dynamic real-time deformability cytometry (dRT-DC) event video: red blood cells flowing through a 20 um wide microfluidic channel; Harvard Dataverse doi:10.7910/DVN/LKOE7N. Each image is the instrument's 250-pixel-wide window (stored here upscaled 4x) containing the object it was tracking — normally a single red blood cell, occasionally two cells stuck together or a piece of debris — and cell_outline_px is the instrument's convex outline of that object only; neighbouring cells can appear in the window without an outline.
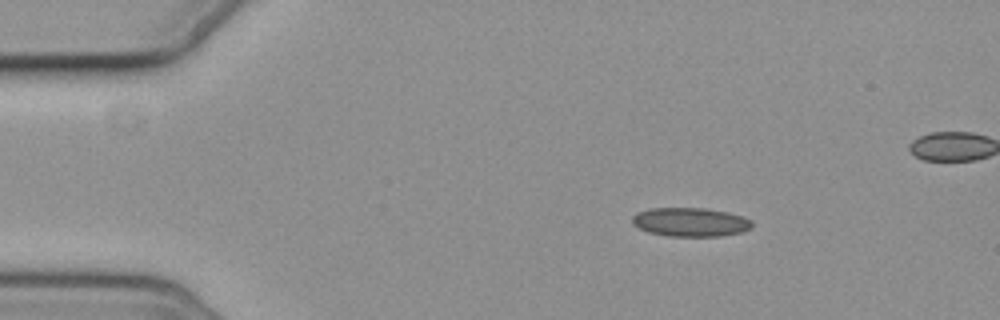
{"species": "common noctule bat (a hibernating species)", "species_latin": "Nyctalus noctula", "temperature_condition": "cold", "stored_images_in_passage": 5, "camera_frame_rate_fps": 3000, "um_per_image_px": 0.085, "animal": {"sex": "female", "body_mass_g": 19.3, "forearm_length_mm": 54.1}, "frame": {"image": 1, "passage_image": 2, "time_ms": 1.333, "image_size_px": [1000, 320], "cell_outline_px": [[752, 228], [740, 232], [720, 236], [668, 236], [648, 232], [632, 224], [632, 216], [636, 212], [652, 208], [704, 208], [728, 212], [752, 220]], "centroid_in_image_um": [58.66, 18.87], "position_along_channel_um": 26.3, "area_um2": 20.11}}